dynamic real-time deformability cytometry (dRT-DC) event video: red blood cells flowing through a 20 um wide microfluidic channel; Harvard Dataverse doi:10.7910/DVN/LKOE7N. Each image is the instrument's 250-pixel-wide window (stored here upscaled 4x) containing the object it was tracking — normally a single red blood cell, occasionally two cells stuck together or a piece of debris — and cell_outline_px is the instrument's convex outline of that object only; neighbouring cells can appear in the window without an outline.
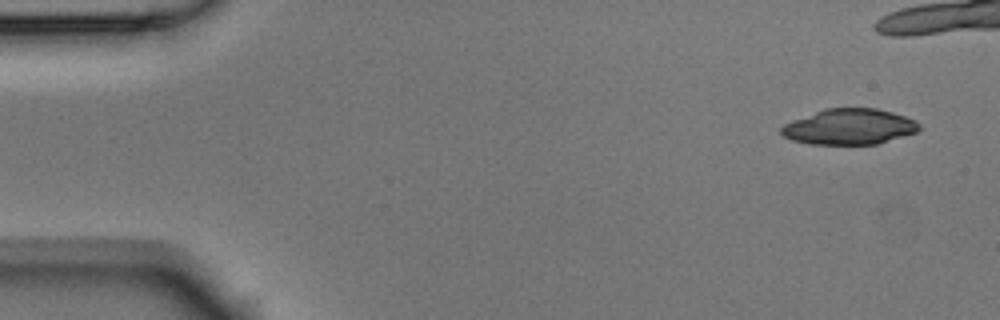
{"species": "Egyptian fruit bat (a non-hibernating species)", "species_latin": "Rousettus aegyptiacus", "temperature_condition": "room temperature", "stored_images_in_passage": 7, "camera_frame_rate_fps": 3000, "um_per_image_px": 0.085, "animal": {"sex": "male"}, "frame": {"image": 1, "passage_image": 1, "time_ms": 0.0, "image_size_px": [1000, 320], "cell_outline_px": [[920, 128], [916, 132], [876, 144], [812, 144], [792, 140], [784, 136], [780, 132], [780, 128], [784, 124], [792, 120], [824, 108], [876, 108], [892, 112], [916, 120], [920, 124]], "centroid_in_image_um": [72.18, 10.76], "position_along_channel_um": 12.8, "area_um2": 28.61}}
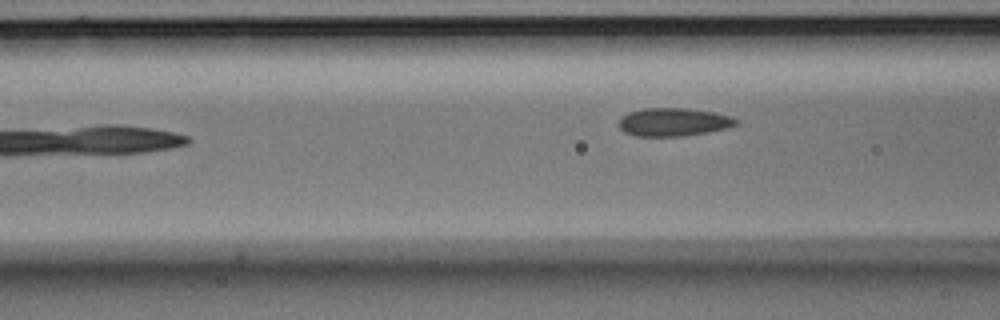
{"frame": {"image": 2, "passage_image": 7, "time_ms": 2.0, "image_size_px": [1000, 320], "cell_outline_px": [[740, 124], [728, 128], [684, 136], [636, 136], [624, 132], [616, 124], [620, 116], [628, 112], [644, 108], [688, 108], [712, 112], [728, 116], [740, 120]], "centroid_in_image_um": [57.21, 10.37], "position_along_channel_um": 109.4, "area_um2": 19.48}}